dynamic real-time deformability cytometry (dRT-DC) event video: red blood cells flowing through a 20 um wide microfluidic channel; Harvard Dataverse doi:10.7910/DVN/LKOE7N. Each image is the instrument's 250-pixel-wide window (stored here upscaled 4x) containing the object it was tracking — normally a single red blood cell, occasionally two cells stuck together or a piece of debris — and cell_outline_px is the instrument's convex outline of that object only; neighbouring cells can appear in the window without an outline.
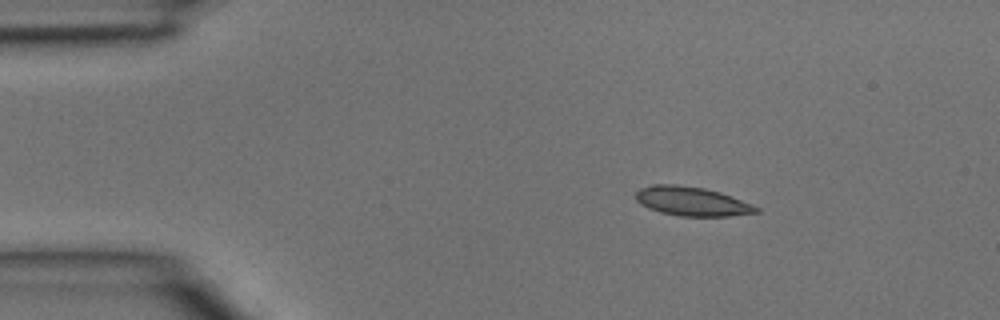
{"species": "common noctule bat (a hibernating species)", "species_latin": "Nyctalus noctula", "temperature_condition": "room temperature", "stored_images_in_passage": 3, "camera_frame_rate_fps": 3000, "um_per_image_px": 0.085, "animal": {"sex": "male", "body_mass_g": 15.6}, "frame": {"image": 1, "passage_image": 1, "time_ms": 0.0, "image_size_px": [1000, 320], "cell_outline_px": [[760, 212], [728, 216], [680, 216], [660, 212], [648, 208], [640, 204], [636, 200], [636, 192], [640, 188], [652, 184], [676, 184], [704, 188], [720, 192], [752, 204], [760, 208]], "centroid_in_image_um": [58.79, 17.11], "position_along_channel_um": 26.2, "area_um2": 20.46}}
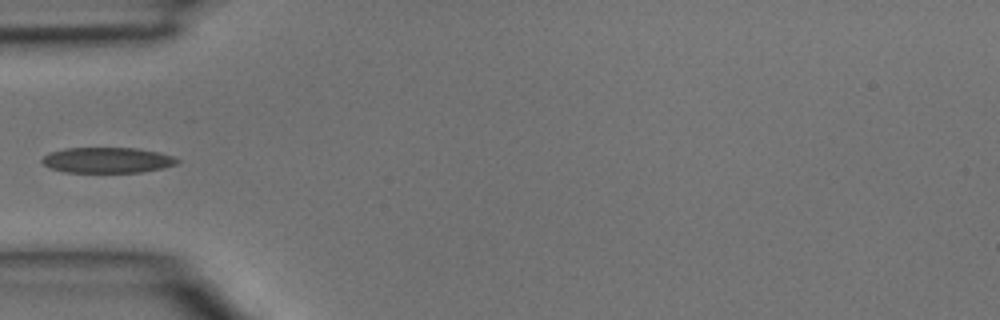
{"frame": {"image": 2, "passage_image": 3, "time_ms": 0.667, "image_size_px": [1000, 320], "cell_outline_px": [[180, 160], [176, 164], [160, 168], [140, 172], [64, 172], [52, 168], [44, 164], [40, 160], [44, 156], [52, 152], [64, 148], [136, 148], [160, 152], [172, 156]], "centroid_in_image_um": [9.12, 13.6], "position_along_channel_um": 75.9, "area_um2": 19.94}}